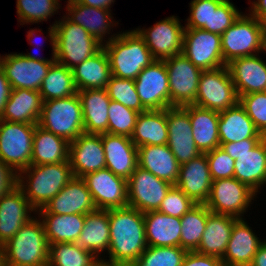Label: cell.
<instances>
[{
	"instance_id": "6da1fadb",
	"label": "cell",
	"mask_w": 266,
	"mask_h": 266,
	"mask_svg": "<svg viewBox=\"0 0 266 266\" xmlns=\"http://www.w3.org/2000/svg\"><path fill=\"white\" fill-rule=\"evenodd\" d=\"M110 243L102 264L108 266H132L148 247L144 227V213L126 206L108 209ZM107 260V261H106Z\"/></svg>"
},
{
	"instance_id": "7a4b0ae2",
	"label": "cell",
	"mask_w": 266,
	"mask_h": 266,
	"mask_svg": "<svg viewBox=\"0 0 266 266\" xmlns=\"http://www.w3.org/2000/svg\"><path fill=\"white\" fill-rule=\"evenodd\" d=\"M49 27L48 38L52 57L71 70L103 47L87 30L72 23L64 15Z\"/></svg>"
},
{
	"instance_id": "3957f363",
	"label": "cell",
	"mask_w": 266,
	"mask_h": 266,
	"mask_svg": "<svg viewBox=\"0 0 266 266\" xmlns=\"http://www.w3.org/2000/svg\"><path fill=\"white\" fill-rule=\"evenodd\" d=\"M74 177L69 161L30 165L18 173V187L37 211L57 195Z\"/></svg>"
},
{
	"instance_id": "277c9868",
	"label": "cell",
	"mask_w": 266,
	"mask_h": 266,
	"mask_svg": "<svg viewBox=\"0 0 266 266\" xmlns=\"http://www.w3.org/2000/svg\"><path fill=\"white\" fill-rule=\"evenodd\" d=\"M113 76L135 80L140 72L156 61L144 39L133 30H126L103 44Z\"/></svg>"
},
{
	"instance_id": "5b68a950",
	"label": "cell",
	"mask_w": 266,
	"mask_h": 266,
	"mask_svg": "<svg viewBox=\"0 0 266 266\" xmlns=\"http://www.w3.org/2000/svg\"><path fill=\"white\" fill-rule=\"evenodd\" d=\"M3 246L6 266H48L49 244L38 216L23 225Z\"/></svg>"
},
{
	"instance_id": "8992f818",
	"label": "cell",
	"mask_w": 266,
	"mask_h": 266,
	"mask_svg": "<svg viewBox=\"0 0 266 266\" xmlns=\"http://www.w3.org/2000/svg\"><path fill=\"white\" fill-rule=\"evenodd\" d=\"M37 125L69 143L74 141L84 133L82 103L78 93L67 98L43 101Z\"/></svg>"
},
{
	"instance_id": "52a82bcc",
	"label": "cell",
	"mask_w": 266,
	"mask_h": 266,
	"mask_svg": "<svg viewBox=\"0 0 266 266\" xmlns=\"http://www.w3.org/2000/svg\"><path fill=\"white\" fill-rule=\"evenodd\" d=\"M221 48L225 64L236 58L265 54L261 21L250 13L242 12L221 35Z\"/></svg>"
},
{
	"instance_id": "ba28073f",
	"label": "cell",
	"mask_w": 266,
	"mask_h": 266,
	"mask_svg": "<svg viewBox=\"0 0 266 266\" xmlns=\"http://www.w3.org/2000/svg\"><path fill=\"white\" fill-rule=\"evenodd\" d=\"M36 125L0 120V160L17 174L31 165Z\"/></svg>"
},
{
	"instance_id": "9c48e42d",
	"label": "cell",
	"mask_w": 266,
	"mask_h": 266,
	"mask_svg": "<svg viewBox=\"0 0 266 266\" xmlns=\"http://www.w3.org/2000/svg\"><path fill=\"white\" fill-rule=\"evenodd\" d=\"M238 101L227 66L202 71L193 105L221 112L234 106Z\"/></svg>"
},
{
	"instance_id": "30bf717a",
	"label": "cell",
	"mask_w": 266,
	"mask_h": 266,
	"mask_svg": "<svg viewBox=\"0 0 266 266\" xmlns=\"http://www.w3.org/2000/svg\"><path fill=\"white\" fill-rule=\"evenodd\" d=\"M256 197L254 190L234 177L218 179L213 180L205 205L213 213L243 218Z\"/></svg>"
},
{
	"instance_id": "8fae6325",
	"label": "cell",
	"mask_w": 266,
	"mask_h": 266,
	"mask_svg": "<svg viewBox=\"0 0 266 266\" xmlns=\"http://www.w3.org/2000/svg\"><path fill=\"white\" fill-rule=\"evenodd\" d=\"M169 79L170 107L193 105L202 69L182 53L163 60Z\"/></svg>"
},
{
	"instance_id": "7c38bea8",
	"label": "cell",
	"mask_w": 266,
	"mask_h": 266,
	"mask_svg": "<svg viewBox=\"0 0 266 266\" xmlns=\"http://www.w3.org/2000/svg\"><path fill=\"white\" fill-rule=\"evenodd\" d=\"M177 17H166L149 28H135L155 60L163 61L182 53L185 26Z\"/></svg>"
},
{
	"instance_id": "4fadbf2b",
	"label": "cell",
	"mask_w": 266,
	"mask_h": 266,
	"mask_svg": "<svg viewBox=\"0 0 266 266\" xmlns=\"http://www.w3.org/2000/svg\"><path fill=\"white\" fill-rule=\"evenodd\" d=\"M173 185L137 166L127 180L128 206L140 212L157 211Z\"/></svg>"
},
{
	"instance_id": "5bb4252c",
	"label": "cell",
	"mask_w": 266,
	"mask_h": 266,
	"mask_svg": "<svg viewBox=\"0 0 266 266\" xmlns=\"http://www.w3.org/2000/svg\"><path fill=\"white\" fill-rule=\"evenodd\" d=\"M182 54L202 70L226 66L222 55L221 35L203 29L184 30Z\"/></svg>"
},
{
	"instance_id": "9a60e30c",
	"label": "cell",
	"mask_w": 266,
	"mask_h": 266,
	"mask_svg": "<svg viewBox=\"0 0 266 266\" xmlns=\"http://www.w3.org/2000/svg\"><path fill=\"white\" fill-rule=\"evenodd\" d=\"M97 209L108 210L128 206L127 180L108 168L82 177Z\"/></svg>"
},
{
	"instance_id": "2e32d148",
	"label": "cell",
	"mask_w": 266,
	"mask_h": 266,
	"mask_svg": "<svg viewBox=\"0 0 266 266\" xmlns=\"http://www.w3.org/2000/svg\"><path fill=\"white\" fill-rule=\"evenodd\" d=\"M136 91L146 110L170 107L169 79L164 61L156 60L134 80Z\"/></svg>"
},
{
	"instance_id": "e0dca14e",
	"label": "cell",
	"mask_w": 266,
	"mask_h": 266,
	"mask_svg": "<svg viewBox=\"0 0 266 266\" xmlns=\"http://www.w3.org/2000/svg\"><path fill=\"white\" fill-rule=\"evenodd\" d=\"M52 63L35 61L17 52L0 55V65L12 89L39 91Z\"/></svg>"
},
{
	"instance_id": "ac0fdd59",
	"label": "cell",
	"mask_w": 266,
	"mask_h": 266,
	"mask_svg": "<svg viewBox=\"0 0 266 266\" xmlns=\"http://www.w3.org/2000/svg\"><path fill=\"white\" fill-rule=\"evenodd\" d=\"M168 147L180 165L201 154L197 149L192 133L188 111L182 106L166 109Z\"/></svg>"
},
{
	"instance_id": "d6986e66",
	"label": "cell",
	"mask_w": 266,
	"mask_h": 266,
	"mask_svg": "<svg viewBox=\"0 0 266 266\" xmlns=\"http://www.w3.org/2000/svg\"><path fill=\"white\" fill-rule=\"evenodd\" d=\"M68 161L74 177L106 168L101 134L82 133L69 143Z\"/></svg>"
},
{
	"instance_id": "ffe728a7",
	"label": "cell",
	"mask_w": 266,
	"mask_h": 266,
	"mask_svg": "<svg viewBox=\"0 0 266 266\" xmlns=\"http://www.w3.org/2000/svg\"><path fill=\"white\" fill-rule=\"evenodd\" d=\"M65 7L67 10L64 16L72 23L78 24L87 30V32L101 44L110 42L119 35L118 32L113 34L110 32L111 29L113 31V27L119 24L117 21L113 20L112 10L82 5L74 0H67V5ZM106 35H108V38L105 40V37H107Z\"/></svg>"
},
{
	"instance_id": "44dd1931",
	"label": "cell",
	"mask_w": 266,
	"mask_h": 266,
	"mask_svg": "<svg viewBox=\"0 0 266 266\" xmlns=\"http://www.w3.org/2000/svg\"><path fill=\"white\" fill-rule=\"evenodd\" d=\"M96 209L84 180L80 177H73L44 208L37 210L36 213L86 215Z\"/></svg>"
},
{
	"instance_id": "7402d4cb",
	"label": "cell",
	"mask_w": 266,
	"mask_h": 266,
	"mask_svg": "<svg viewBox=\"0 0 266 266\" xmlns=\"http://www.w3.org/2000/svg\"><path fill=\"white\" fill-rule=\"evenodd\" d=\"M36 215L23 191L17 186L0 198V244H5Z\"/></svg>"
},
{
	"instance_id": "603a6c76",
	"label": "cell",
	"mask_w": 266,
	"mask_h": 266,
	"mask_svg": "<svg viewBox=\"0 0 266 266\" xmlns=\"http://www.w3.org/2000/svg\"><path fill=\"white\" fill-rule=\"evenodd\" d=\"M262 59L258 53L226 64L238 98L253 92H266V62Z\"/></svg>"
},
{
	"instance_id": "cb8c5ba5",
	"label": "cell",
	"mask_w": 266,
	"mask_h": 266,
	"mask_svg": "<svg viewBox=\"0 0 266 266\" xmlns=\"http://www.w3.org/2000/svg\"><path fill=\"white\" fill-rule=\"evenodd\" d=\"M105 152L106 168L116 176L126 180L134 173L138 166V148L130 137L101 134Z\"/></svg>"
},
{
	"instance_id": "d4e9b609",
	"label": "cell",
	"mask_w": 266,
	"mask_h": 266,
	"mask_svg": "<svg viewBox=\"0 0 266 266\" xmlns=\"http://www.w3.org/2000/svg\"><path fill=\"white\" fill-rule=\"evenodd\" d=\"M212 182L206 153H201L189 162L180 165L179 177L175 186L196 204H205Z\"/></svg>"
},
{
	"instance_id": "484cf974",
	"label": "cell",
	"mask_w": 266,
	"mask_h": 266,
	"mask_svg": "<svg viewBox=\"0 0 266 266\" xmlns=\"http://www.w3.org/2000/svg\"><path fill=\"white\" fill-rule=\"evenodd\" d=\"M244 218L233 225L227 249L222 258L224 266H249L260 245L265 241L257 237Z\"/></svg>"
},
{
	"instance_id": "4316f807",
	"label": "cell",
	"mask_w": 266,
	"mask_h": 266,
	"mask_svg": "<svg viewBox=\"0 0 266 266\" xmlns=\"http://www.w3.org/2000/svg\"><path fill=\"white\" fill-rule=\"evenodd\" d=\"M218 134L220 145L245 139L264 138L239 101L227 110L219 112Z\"/></svg>"
},
{
	"instance_id": "83f0119b",
	"label": "cell",
	"mask_w": 266,
	"mask_h": 266,
	"mask_svg": "<svg viewBox=\"0 0 266 266\" xmlns=\"http://www.w3.org/2000/svg\"><path fill=\"white\" fill-rule=\"evenodd\" d=\"M138 166L172 185L179 177L180 164L167 144L138 147Z\"/></svg>"
},
{
	"instance_id": "f1b7e54d",
	"label": "cell",
	"mask_w": 266,
	"mask_h": 266,
	"mask_svg": "<svg viewBox=\"0 0 266 266\" xmlns=\"http://www.w3.org/2000/svg\"><path fill=\"white\" fill-rule=\"evenodd\" d=\"M75 243L95 254L100 260L105 258L104 255L105 252L108 253L110 243L108 211L96 209L86 214L82 232Z\"/></svg>"
},
{
	"instance_id": "f546056e",
	"label": "cell",
	"mask_w": 266,
	"mask_h": 266,
	"mask_svg": "<svg viewBox=\"0 0 266 266\" xmlns=\"http://www.w3.org/2000/svg\"><path fill=\"white\" fill-rule=\"evenodd\" d=\"M237 219L231 215L213 213L208 209L205 231L196 252L222 259Z\"/></svg>"
},
{
	"instance_id": "4dcf8cb0",
	"label": "cell",
	"mask_w": 266,
	"mask_h": 266,
	"mask_svg": "<svg viewBox=\"0 0 266 266\" xmlns=\"http://www.w3.org/2000/svg\"><path fill=\"white\" fill-rule=\"evenodd\" d=\"M77 93L82 103L84 133H108V108L111 99L106 89H86Z\"/></svg>"
},
{
	"instance_id": "1f68e13d",
	"label": "cell",
	"mask_w": 266,
	"mask_h": 266,
	"mask_svg": "<svg viewBox=\"0 0 266 266\" xmlns=\"http://www.w3.org/2000/svg\"><path fill=\"white\" fill-rule=\"evenodd\" d=\"M43 99L39 91L12 89L0 120L38 124Z\"/></svg>"
},
{
	"instance_id": "d6a6232c",
	"label": "cell",
	"mask_w": 266,
	"mask_h": 266,
	"mask_svg": "<svg viewBox=\"0 0 266 266\" xmlns=\"http://www.w3.org/2000/svg\"><path fill=\"white\" fill-rule=\"evenodd\" d=\"M183 107L189 113L197 149L201 153H207L220 147L218 134L219 112L195 105H186Z\"/></svg>"
},
{
	"instance_id": "836d02e7",
	"label": "cell",
	"mask_w": 266,
	"mask_h": 266,
	"mask_svg": "<svg viewBox=\"0 0 266 266\" xmlns=\"http://www.w3.org/2000/svg\"><path fill=\"white\" fill-rule=\"evenodd\" d=\"M234 178L248 185L257 194L264 188L266 184L265 138L252 150L238 156L235 160Z\"/></svg>"
},
{
	"instance_id": "e575fe53",
	"label": "cell",
	"mask_w": 266,
	"mask_h": 266,
	"mask_svg": "<svg viewBox=\"0 0 266 266\" xmlns=\"http://www.w3.org/2000/svg\"><path fill=\"white\" fill-rule=\"evenodd\" d=\"M148 246H180L181 219L157 211L144 213Z\"/></svg>"
},
{
	"instance_id": "d590c367",
	"label": "cell",
	"mask_w": 266,
	"mask_h": 266,
	"mask_svg": "<svg viewBox=\"0 0 266 266\" xmlns=\"http://www.w3.org/2000/svg\"><path fill=\"white\" fill-rule=\"evenodd\" d=\"M72 71L77 91L105 89L112 76L109 58L103 47Z\"/></svg>"
},
{
	"instance_id": "8d00e7d4",
	"label": "cell",
	"mask_w": 266,
	"mask_h": 266,
	"mask_svg": "<svg viewBox=\"0 0 266 266\" xmlns=\"http://www.w3.org/2000/svg\"><path fill=\"white\" fill-rule=\"evenodd\" d=\"M130 138L137 148L143 145L168 144L166 109L139 113Z\"/></svg>"
},
{
	"instance_id": "74e56055",
	"label": "cell",
	"mask_w": 266,
	"mask_h": 266,
	"mask_svg": "<svg viewBox=\"0 0 266 266\" xmlns=\"http://www.w3.org/2000/svg\"><path fill=\"white\" fill-rule=\"evenodd\" d=\"M69 142L36 125L33 135L31 165L54 164L68 161Z\"/></svg>"
},
{
	"instance_id": "f35d334b",
	"label": "cell",
	"mask_w": 266,
	"mask_h": 266,
	"mask_svg": "<svg viewBox=\"0 0 266 266\" xmlns=\"http://www.w3.org/2000/svg\"><path fill=\"white\" fill-rule=\"evenodd\" d=\"M41 218L48 244L75 243L82 232L85 214L36 213Z\"/></svg>"
},
{
	"instance_id": "ab89813d",
	"label": "cell",
	"mask_w": 266,
	"mask_h": 266,
	"mask_svg": "<svg viewBox=\"0 0 266 266\" xmlns=\"http://www.w3.org/2000/svg\"><path fill=\"white\" fill-rule=\"evenodd\" d=\"M77 92L73 71L54 61L39 90L43 101L67 98Z\"/></svg>"
},
{
	"instance_id": "60d3db41",
	"label": "cell",
	"mask_w": 266,
	"mask_h": 266,
	"mask_svg": "<svg viewBox=\"0 0 266 266\" xmlns=\"http://www.w3.org/2000/svg\"><path fill=\"white\" fill-rule=\"evenodd\" d=\"M101 260L76 243L49 245L48 266H100Z\"/></svg>"
},
{
	"instance_id": "b9f144b4",
	"label": "cell",
	"mask_w": 266,
	"mask_h": 266,
	"mask_svg": "<svg viewBox=\"0 0 266 266\" xmlns=\"http://www.w3.org/2000/svg\"><path fill=\"white\" fill-rule=\"evenodd\" d=\"M181 219L180 247L187 252L196 251L205 231L208 208L205 204H196Z\"/></svg>"
},
{
	"instance_id": "7bdbcfd3",
	"label": "cell",
	"mask_w": 266,
	"mask_h": 266,
	"mask_svg": "<svg viewBox=\"0 0 266 266\" xmlns=\"http://www.w3.org/2000/svg\"><path fill=\"white\" fill-rule=\"evenodd\" d=\"M62 0H16V14L20 25L47 21L58 14Z\"/></svg>"
},
{
	"instance_id": "ee69618b",
	"label": "cell",
	"mask_w": 266,
	"mask_h": 266,
	"mask_svg": "<svg viewBox=\"0 0 266 266\" xmlns=\"http://www.w3.org/2000/svg\"><path fill=\"white\" fill-rule=\"evenodd\" d=\"M186 253L180 246H148L132 266H182Z\"/></svg>"
},
{
	"instance_id": "f6af8a7d",
	"label": "cell",
	"mask_w": 266,
	"mask_h": 266,
	"mask_svg": "<svg viewBox=\"0 0 266 266\" xmlns=\"http://www.w3.org/2000/svg\"><path fill=\"white\" fill-rule=\"evenodd\" d=\"M105 89L111 100L117 101L139 113L147 111L140 101L134 80L118 78L112 75Z\"/></svg>"
},
{
	"instance_id": "bcb514c9",
	"label": "cell",
	"mask_w": 266,
	"mask_h": 266,
	"mask_svg": "<svg viewBox=\"0 0 266 266\" xmlns=\"http://www.w3.org/2000/svg\"><path fill=\"white\" fill-rule=\"evenodd\" d=\"M139 112L111 100L108 108V133L131 137Z\"/></svg>"
},
{
	"instance_id": "7dc6e473",
	"label": "cell",
	"mask_w": 266,
	"mask_h": 266,
	"mask_svg": "<svg viewBox=\"0 0 266 266\" xmlns=\"http://www.w3.org/2000/svg\"><path fill=\"white\" fill-rule=\"evenodd\" d=\"M241 13L230 0H210L209 32L222 35Z\"/></svg>"
},
{
	"instance_id": "c3c4849f",
	"label": "cell",
	"mask_w": 266,
	"mask_h": 266,
	"mask_svg": "<svg viewBox=\"0 0 266 266\" xmlns=\"http://www.w3.org/2000/svg\"><path fill=\"white\" fill-rule=\"evenodd\" d=\"M239 103L245 109L257 130L266 135V92H253L239 97Z\"/></svg>"
},
{
	"instance_id": "681fc988",
	"label": "cell",
	"mask_w": 266,
	"mask_h": 266,
	"mask_svg": "<svg viewBox=\"0 0 266 266\" xmlns=\"http://www.w3.org/2000/svg\"><path fill=\"white\" fill-rule=\"evenodd\" d=\"M195 205L196 203L191 198L173 185L161 202L158 211L169 216L181 218Z\"/></svg>"
},
{
	"instance_id": "f907efd6",
	"label": "cell",
	"mask_w": 266,
	"mask_h": 266,
	"mask_svg": "<svg viewBox=\"0 0 266 266\" xmlns=\"http://www.w3.org/2000/svg\"><path fill=\"white\" fill-rule=\"evenodd\" d=\"M212 180L234 177L235 159H232L221 147L206 153Z\"/></svg>"
},
{
	"instance_id": "816d5d0a",
	"label": "cell",
	"mask_w": 266,
	"mask_h": 266,
	"mask_svg": "<svg viewBox=\"0 0 266 266\" xmlns=\"http://www.w3.org/2000/svg\"><path fill=\"white\" fill-rule=\"evenodd\" d=\"M190 14L185 29H203L209 32L210 0H191Z\"/></svg>"
},
{
	"instance_id": "f5cc1de1",
	"label": "cell",
	"mask_w": 266,
	"mask_h": 266,
	"mask_svg": "<svg viewBox=\"0 0 266 266\" xmlns=\"http://www.w3.org/2000/svg\"><path fill=\"white\" fill-rule=\"evenodd\" d=\"M18 185V174L0 160V198Z\"/></svg>"
},
{
	"instance_id": "db71d44e",
	"label": "cell",
	"mask_w": 266,
	"mask_h": 266,
	"mask_svg": "<svg viewBox=\"0 0 266 266\" xmlns=\"http://www.w3.org/2000/svg\"><path fill=\"white\" fill-rule=\"evenodd\" d=\"M182 266H224V264L218 257L189 251L183 259Z\"/></svg>"
},
{
	"instance_id": "11a10c76",
	"label": "cell",
	"mask_w": 266,
	"mask_h": 266,
	"mask_svg": "<svg viewBox=\"0 0 266 266\" xmlns=\"http://www.w3.org/2000/svg\"><path fill=\"white\" fill-rule=\"evenodd\" d=\"M262 139H245L240 142H229L220 145L232 159H238V156L252 150Z\"/></svg>"
},
{
	"instance_id": "9f6ffc18",
	"label": "cell",
	"mask_w": 266,
	"mask_h": 266,
	"mask_svg": "<svg viewBox=\"0 0 266 266\" xmlns=\"http://www.w3.org/2000/svg\"><path fill=\"white\" fill-rule=\"evenodd\" d=\"M12 87L5 76L4 70L0 65V116L2 115L5 105L10 97Z\"/></svg>"
},
{
	"instance_id": "6f0895ef",
	"label": "cell",
	"mask_w": 266,
	"mask_h": 266,
	"mask_svg": "<svg viewBox=\"0 0 266 266\" xmlns=\"http://www.w3.org/2000/svg\"><path fill=\"white\" fill-rule=\"evenodd\" d=\"M42 31V29L40 30L39 28L38 29H31L30 28V30L27 32V40L29 41V44H30V46L33 44V43H35V44H33L34 46H36V45H39V44H36V42H33V40H35V36H36V32L38 33H40ZM35 35V36H34ZM36 41V40H35ZM40 42V41H39ZM41 45H43V44H40L39 46L41 47ZM38 47V46H37ZM43 47V46H42ZM41 47V48H42ZM39 48V47H38ZM34 50H35V48H34ZM36 51H37V48H36ZM21 54H23L26 58H29V59H32V60H35V61H42V62H54L55 61V57H51L50 59L48 58H44V57H41V56H39V54H38V56L37 55H33V53H21Z\"/></svg>"
},
{
	"instance_id": "680465c9",
	"label": "cell",
	"mask_w": 266,
	"mask_h": 266,
	"mask_svg": "<svg viewBox=\"0 0 266 266\" xmlns=\"http://www.w3.org/2000/svg\"><path fill=\"white\" fill-rule=\"evenodd\" d=\"M249 13L261 21L266 16V0H249Z\"/></svg>"
},
{
	"instance_id": "91938a15",
	"label": "cell",
	"mask_w": 266,
	"mask_h": 266,
	"mask_svg": "<svg viewBox=\"0 0 266 266\" xmlns=\"http://www.w3.org/2000/svg\"><path fill=\"white\" fill-rule=\"evenodd\" d=\"M82 5L111 10L115 0H74Z\"/></svg>"
},
{
	"instance_id": "94428289",
	"label": "cell",
	"mask_w": 266,
	"mask_h": 266,
	"mask_svg": "<svg viewBox=\"0 0 266 266\" xmlns=\"http://www.w3.org/2000/svg\"><path fill=\"white\" fill-rule=\"evenodd\" d=\"M249 266H266V239L260 245Z\"/></svg>"
},
{
	"instance_id": "6125c7cd",
	"label": "cell",
	"mask_w": 266,
	"mask_h": 266,
	"mask_svg": "<svg viewBox=\"0 0 266 266\" xmlns=\"http://www.w3.org/2000/svg\"><path fill=\"white\" fill-rule=\"evenodd\" d=\"M0 266H6L3 244H0Z\"/></svg>"
},
{
	"instance_id": "be15d7a7",
	"label": "cell",
	"mask_w": 266,
	"mask_h": 266,
	"mask_svg": "<svg viewBox=\"0 0 266 266\" xmlns=\"http://www.w3.org/2000/svg\"><path fill=\"white\" fill-rule=\"evenodd\" d=\"M261 25H262L263 37L266 42V16L261 20Z\"/></svg>"
}]
</instances>
